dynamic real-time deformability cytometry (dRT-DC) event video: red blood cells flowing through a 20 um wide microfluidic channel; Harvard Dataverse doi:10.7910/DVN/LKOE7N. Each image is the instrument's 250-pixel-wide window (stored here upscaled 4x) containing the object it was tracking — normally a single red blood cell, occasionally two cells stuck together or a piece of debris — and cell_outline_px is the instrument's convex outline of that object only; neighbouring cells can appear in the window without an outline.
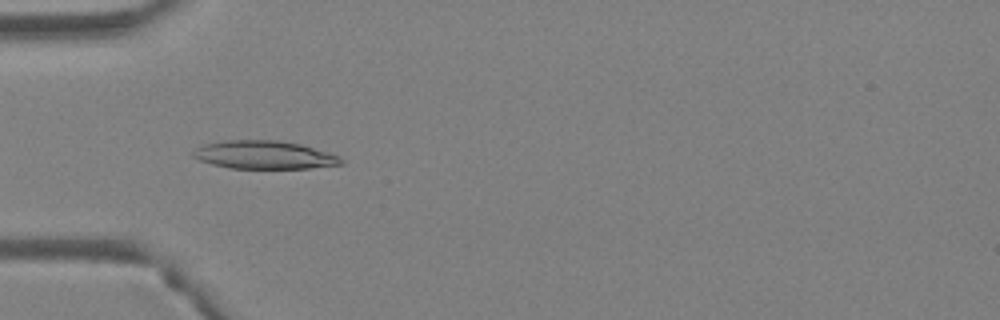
{"species": "Egyptian fruit bat (a non-hibernating species)", "species_latin": "Rousettus aegyptiacus", "temperature_condition": "warm", "stored_images_in_passage": 3, "camera_frame_rate_fps": 3000, "um_per_image_px": 0.085, "animal": {"sex": "female"}, "frame": {"image": 1, "passage_image": 2, "time_ms": 0.333, "image_size_px": [1000, 320], "cell_outline_px": [[344, 164], [308, 168], [228, 168], [212, 164], [200, 160], [192, 156], [192, 152], [200, 144], [224, 140], [280, 140], [300, 144], [328, 152], [340, 156], [344, 160]], "centroid_in_image_um": [22.44, 13.16], "position_along_channel_um": 62.6, "area_um2": 24.45}}
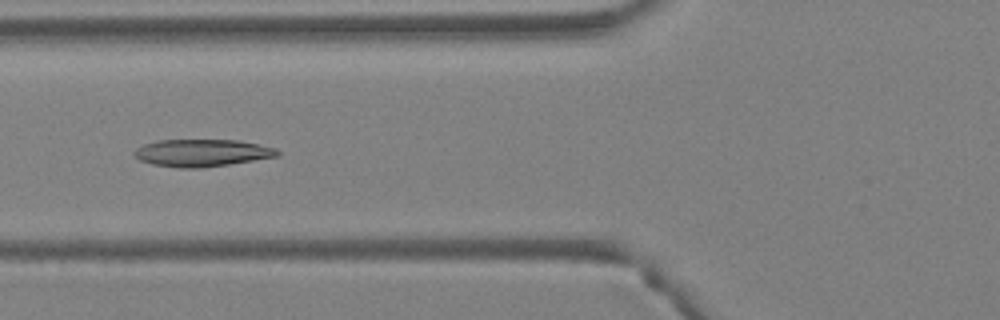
{"frame": {"image": 2, "passage_image": 3, "time_ms": 0.667, "image_size_px": [1000, 320], "cell_outline_px": [[280, 156], [228, 164], [200, 168], [176, 168], [152, 164], [140, 160], [132, 152], [136, 148], [144, 144], [156, 140], [236, 140], [276, 148], [280, 152]], "centroid_in_image_um": [17.14, 12.99], "position_along_channel_um": 108.7, "area_um2": 22.72}}